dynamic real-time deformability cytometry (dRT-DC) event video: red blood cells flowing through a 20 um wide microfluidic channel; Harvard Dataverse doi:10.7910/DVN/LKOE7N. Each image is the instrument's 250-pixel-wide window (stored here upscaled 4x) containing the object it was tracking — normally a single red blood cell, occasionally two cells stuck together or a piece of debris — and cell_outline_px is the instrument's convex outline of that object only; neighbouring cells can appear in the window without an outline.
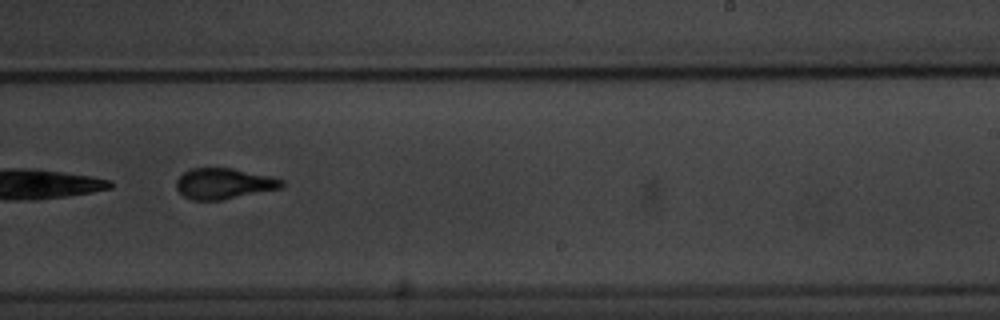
{"species": "common noctule bat (a hibernating species)", "species_latin": "Nyctalus noctula", "temperature_condition": "warm", "stored_images_in_passage": 10, "camera_frame_rate_fps": 3000, "um_per_image_px": 0.085, "animal": {"sex": "male", "body_mass_g": 20.1, "forearm_length_mm": 53.5}, "frame": {"image": 1, "passage_image": 10, "time_ms": 11.333, "image_size_px": [1000, 320], "cell_outline_px": [[284, 184], [280, 188], [224, 200], [192, 200], [184, 196], [176, 188], [176, 180], [184, 172], [192, 168], [232, 168], [272, 176], [284, 180]], "centroid_in_image_um": [19.03, 15.6], "position_along_channel_um": 270.0, "area_um2": 18.96}}